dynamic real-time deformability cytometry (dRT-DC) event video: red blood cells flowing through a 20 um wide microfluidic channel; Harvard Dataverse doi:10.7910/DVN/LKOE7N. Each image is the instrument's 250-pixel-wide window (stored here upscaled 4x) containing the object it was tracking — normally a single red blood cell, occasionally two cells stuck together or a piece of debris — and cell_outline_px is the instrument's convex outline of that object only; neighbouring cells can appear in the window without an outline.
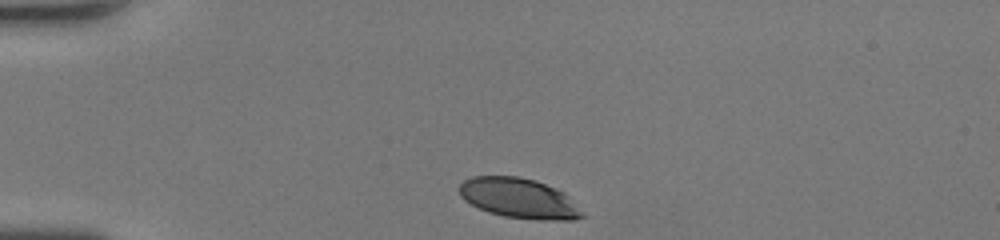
{"species": "human", "species_latin": "Homo sapiens", "temperature_condition": "room temperature", "stored_images_in_passage": 29, "camera_frame_rate_fps": 3000, "um_per_image_px": 0.085, "donor": {"sex": "female"}, "frame": {"image": 1, "passage_image": 1, "time_ms": 0.0, "image_size_px": [1000, 240], "cell_outline_px": [[584, 216], [572, 220], [536, 220], [504, 216], [488, 212], [464, 200], [460, 196], [460, 184], [464, 180], [472, 176], [520, 176], [536, 180], [564, 192], [584, 212]], "centroid_in_image_um": [44.13, 16.85], "position_along_channel_um": 40.9, "area_um2": 28.73}}
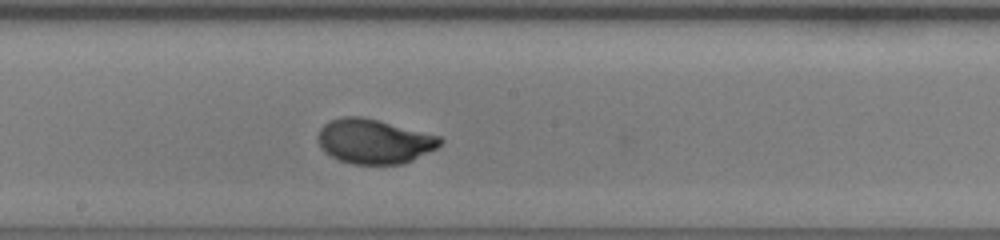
{"frame": {"image": 2, "passage_image": 16, "time_ms": 5.0, "image_size_px": [1000, 240], "cell_outline_px": [[444, 140], [436, 148], [404, 164], [352, 164], [340, 160], [324, 152], [320, 148], [316, 140], [316, 136], [320, 128], [324, 124], [340, 116], [360, 116], [440, 136]], "centroid_in_image_um": [31.75, 12.02], "position_along_channel_um": 216.5, "area_um2": 31.67}}
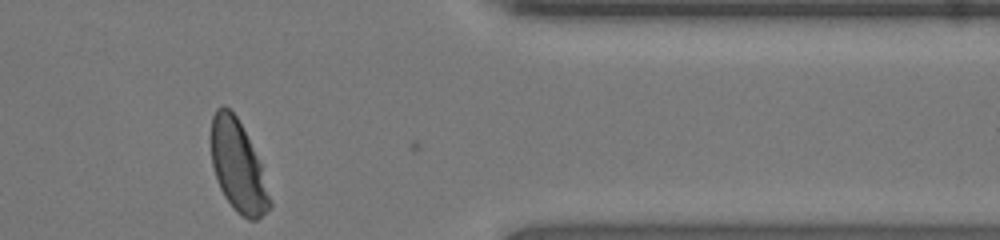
{"frame": {"image": 3, "passage_image": 29, "time_ms": 9.333, "image_size_px": [1000, 240], "cell_outline_px": [[272, 208], [256, 220], [248, 220], [236, 212], [232, 208], [224, 196], [220, 188], [212, 164], [212, 116], [216, 108], [224, 104], [236, 116], [260, 164], [272, 204]], "centroid_in_image_um": [20.22, 14.19], "position_along_channel_um": 391.2, "area_um2": 30.52}, "authors_computed_cell_mechanics": {"area_um2": 31.4432, "velocity_mm_per_s": 4.4003, "shape_relaxation_time_tau1_ms": 2.7025, "shape_relaxation_time_tau2_ms": null, "deformation_change_tau1": 0.164, "deformation_change_tau2": null}}